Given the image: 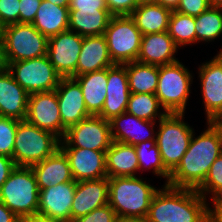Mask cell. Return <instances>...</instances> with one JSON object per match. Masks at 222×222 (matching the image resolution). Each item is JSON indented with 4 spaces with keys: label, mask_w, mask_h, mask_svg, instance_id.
<instances>
[{
    "label": "cell",
    "mask_w": 222,
    "mask_h": 222,
    "mask_svg": "<svg viewBox=\"0 0 222 222\" xmlns=\"http://www.w3.org/2000/svg\"><path fill=\"white\" fill-rule=\"evenodd\" d=\"M180 0H155L154 3L160 4L163 7H167L169 9L176 10L179 6Z\"/></svg>",
    "instance_id": "7dc6e473"
},
{
    "label": "cell",
    "mask_w": 222,
    "mask_h": 222,
    "mask_svg": "<svg viewBox=\"0 0 222 222\" xmlns=\"http://www.w3.org/2000/svg\"><path fill=\"white\" fill-rule=\"evenodd\" d=\"M192 82V73L179 60L159 66L155 95L167 113L185 114Z\"/></svg>",
    "instance_id": "ba28073f"
},
{
    "label": "cell",
    "mask_w": 222,
    "mask_h": 222,
    "mask_svg": "<svg viewBox=\"0 0 222 222\" xmlns=\"http://www.w3.org/2000/svg\"><path fill=\"white\" fill-rule=\"evenodd\" d=\"M112 16L109 10H69V30L82 37L103 35Z\"/></svg>",
    "instance_id": "f1b7e54d"
},
{
    "label": "cell",
    "mask_w": 222,
    "mask_h": 222,
    "mask_svg": "<svg viewBox=\"0 0 222 222\" xmlns=\"http://www.w3.org/2000/svg\"><path fill=\"white\" fill-rule=\"evenodd\" d=\"M77 181L63 182L40 190L37 213L63 221H71V206Z\"/></svg>",
    "instance_id": "ac0fdd59"
},
{
    "label": "cell",
    "mask_w": 222,
    "mask_h": 222,
    "mask_svg": "<svg viewBox=\"0 0 222 222\" xmlns=\"http://www.w3.org/2000/svg\"><path fill=\"white\" fill-rule=\"evenodd\" d=\"M162 188L151 200L147 222H209V203L196 190Z\"/></svg>",
    "instance_id": "7a4b0ae2"
},
{
    "label": "cell",
    "mask_w": 222,
    "mask_h": 222,
    "mask_svg": "<svg viewBox=\"0 0 222 222\" xmlns=\"http://www.w3.org/2000/svg\"><path fill=\"white\" fill-rule=\"evenodd\" d=\"M209 7L210 4L208 0H180L179 6L175 11L196 17Z\"/></svg>",
    "instance_id": "f35d334b"
},
{
    "label": "cell",
    "mask_w": 222,
    "mask_h": 222,
    "mask_svg": "<svg viewBox=\"0 0 222 222\" xmlns=\"http://www.w3.org/2000/svg\"><path fill=\"white\" fill-rule=\"evenodd\" d=\"M104 35L114 64L137 61L142 33L130 15L112 16Z\"/></svg>",
    "instance_id": "9c48e42d"
},
{
    "label": "cell",
    "mask_w": 222,
    "mask_h": 222,
    "mask_svg": "<svg viewBox=\"0 0 222 222\" xmlns=\"http://www.w3.org/2000/svg\"><path fill=\"white\" fill-rule=\"evenodd\" d=\"M5 69V62L3 59L2 39L0 38V71Z\"/></svg>",
    "instance_id": "816d5d0a"
},
{
    "label": "cell",
    "mask_w": 222,
    "mask_h": 222,
    "mask_svg": "<svg viewBox=\"0 0 222 222\" xmlns=\"http://www.w3.org/2000/svg\"><path fill=\"white\" fill-rule=\"evenodd\" d=\"M108 68L74 77L79 83L84 96L87 111L92 116H98L107 93Z\"/></svg>",
    "instance_id": "d4e9b609"
},
{
    "label": "cell",
    "mask_w": 222,
    "mask_h": 222,
    "mask_svg": "<svg viewBox=\"0 0 222 222\" xmlns=\"http://www.w3.org/2000/svg\"><path fill=\"white\" fill-rule=\"evenodd\" d=\"M139 4V0H106L107 9L113 16L130 15Z\"/></svg>",
    "instance_id": "ab89813d"
},
{
    "label": "cell",
    "mask_w": 222,
    "mask_h": 222,
    "mask_svg": "<svg viewBox=\"0 0 222 222\" xmlns=\"http://www.w3.org/2000/svg\"><path fill=\"white\" fill-rule=\"evenodd\" d=\"M33 26L48 39L69 30V7H61L42 0Z\"/></svg>",
    "instance_id": "83f0119b"
},
{
    "label": "cell",
    "mask_w": 222,
    "mask_h": 222,
    "mask_svg": "<svg viewBox=\"0 0 222 222\" xmlns=\"http://www.w3.org/2000/svg\"><path fill=\"white\" fill-rule=\"evenodd\" d=\"M201 94L207 122L222 110V60L215 55L199 65Z\"/></svg>",
    "instance_id": "9a60e30c"
},
{
    "label": "cell",
    "mask_w": 222,
    "mask_h": 222,
    "mask_svg": "<svg viewBox=\"0 0 222 222\" xmlns=\"http://www.w3.org/2000/svg\"><path fill=\"white\" fill-rule=\"evenodd\" d=\"M126 71L131 93H156L159 66L134 61L126 63Z\"/></svg>",
    "instance_id": "f546056e"
},
{
    "label": "cell",
    "mask_w": 222,
    "mask_h": 222,
    "mask_svg": "<svg viewBox=\"0 0 222 222\" xmlns=\"http://www.w3.org/2000/svg\"><path fill=\"white\" fill-rule=\"evenodd\" d=\"M60 145V139L53 133L40 129L26 119L17 126L13 160L16 166L30 167L52 155Z\"/></svg>",
    "instance_id": "5b68a950"
},
{
    "label": "cell",
    "mask_w": 222,
    "mask_h": 222,
    "mask_svg": "<svg viewBox=\"0 0 222 222\" xmlns=\"http://www.w3.org/2000/svg\"><path fill=\"white\" fill-rule=\"evenodd\" d=\"M46 1L51 2L52 4H55L57 6L69 7L71 0H46Z\"/></svg>",
    "instance_id": "f907efd6"
},
{
    "label": "cell",
    "mask_w": 222,
    "mask_h": 222,
    "mask_svg": "<svg viewBox=\"0 0 222 222\" xmlns=\"http://www.w3.org/2000/svg\"><path fill=\"white\" fill-rule=\"evenodd\" d=\"M15 167L16 164L13 158L0 155V188L3 183L8 179Z\"/></svg>",
    "instance_id": "7bdbcfd3"
},
{
    "label": "cell",
    "mask_w": 222,
    "mask_h": 222,
    "mask_svg": "<svg viewBox=\"0 0 222 222\" xmlns=\"http://www.w3.org/2000/svg\"><path fill=\"white\" fill-rule=\"evenodd\" d=\"M126 112L148 121H159L167 114L156 95L149 93H131Z\"/></svg>",
    "instance_id": "4dcf8cb0"
},
{
    "label": "cell",
    "mask_w": 222,
    "mask_h": 222,
    "mask_svg": "<svg viewBox=\"0 0 222 222\" xmlns=\"http://www.w3.org/2000/svg\"><path fill=\"white\" fill-rule=\"evenodd\" d=\"M15 23H20L19 0H0V29Z\"/></svg>",
    "instance_id": "8d00e7d4"
},
{
    "label": "cell",
    "mask_w": 222,
    "mask_h": 222,
    "mask_svg": "<svg viewBox=\"0 0 222 222\" xmlns=\"http://www.w3.org/2000/svg\"><path fill=\"white\" fill-rule=\"evenodd\" d=\"M210 6L222 7V0H208Z\"/></svg>",
    "instance_id": "f5cc1de1"
},
{
    "label": "cell",
    "mask_w": 222,
    "mask_h": 222,
    "mask_svg": "<svg viewBox=\"0 0 222 222\" xmlns=\"http://www.w3.org/2000/svg\"><path fill=\"white\" fill-rule=\"evenodd\" d=\"M19 120L0 117V155L13 158L14 139Z\"/></svg>",
    "instance_id": "d590c367"
},
{
    "label": "cell",
    "mask_w": 222,
    "mask_h": 222,
    "mask_svg": "<svg viewBox=\"0 0 222 222\" xmlns=\"http://www.w3.org/2000/svg\"><path fill=\"white\" fill-rule=\"evenodd\" d=\"M195 137L193 132L187 151L180 164L170 174L168 185L197 190L206 179L210 167L222 153V135L210 123Z\"/></svg>",
    "instance_id": "6da1fadb"
},
{
    "label": "cell",
    "mask_w": 222,
    "mask_h": 222,
    "mask_svg": "<svg viewBox=\"0 0 222 222\" xmlns=\"http://www.w3.org/2000/svg\"><path fill=\"white\" fill-rule=\"evenodd\" d=\"M213 208L209 207V222H222V199L211 201Z\"/></svg>",
    "instance_id": "ee69618b"
},
{
    "label": "cell",
    "mask_w": 222,
    "mask_h": 222,
    "mask_svg": "<svg viewBox=\"0 0 222 222\" xmlns=\"http://www.w3.org/2000/svg\"><path fill=\"white\" fill-rule=\"evenodd\" d=\"M5 66L47 55L48 38L33 24L15 23L0 29Z\"/></svg>",
    "instance_id": "8992f818"
},
{
    "label": "cell",
    "mask_w": 222,
    "mask_h": 222,
    "mask_svg": "<svg viewBox=\"0 0 222 222\" xmlns=\"http://www.w3.org/2000/svg\"><path fill=\"white\" fill-rule=\"evenodd\" d=\"M196 191L206 200L208 194L212 195L209 198L212 201L222 198V153L213 162L206 179Z\"/></svg>",
    "instance_id": "e575fe53"
},
{
    "label": "cell",
    "mask_w": 222,
    "mask_h": 222,
    "mask_svg": "<svg viewBox=\"0 0 222 222\" xmlns=\"http://www.w3.org/2000/svg\"><path fill=\"white\" fill-rule=\"evenodd\" d=\"M196 42H212L222 35V7L210 6L195 17Z\"/></svg>",
    "instance_id": "1f68e13d"
},
{
    "label": "cell",
    "mask_w": 222,
    "mask_h": 222,
    "mask_svg": "<svg viewBox=\"0 0 222 222\" xmlns=\"http://www.w3.org/2000/svg\"><path fill=\"white\" fill-rule=\"evenodd\" d=\"M26 120L62 140V120L56 90L29 94Z\"/></svg>",
    "instance_id": "4fadbf2b"
},
{
    "label": "cell",
    "mask_w": 222,
    "mask_h": 222,
    "mask_svg": "<svg viewBox=\"0 0 222 222\" xmlns=\"http://www.w3.org/2000/svg\"><path fill=\"white\" fill-rule=\"evenodd\" d=\"M195 28L194 16L172 11L167 32L178 47L196 44Z\"/></svg>",
    "instance_id": "836d02e7"
},
{
    "label": "cell",
    "mask_w": 222,
    "mask_h": 222,
    "mask_svg": "<svg viewBox=\"0 0 222 222\" xmlns=\"http://www.w3.org/2000/svg\"><path fill=\"white\" fill-rule=\"evenodd\" d=\"M117 219L114 209L109 205L94 209L90 213L72 220L71 222H115Z\"/></svg>",
    "instance_id": "74e56055"
},
{
    "label": "cell",
    "mask_w": 222,
    "mask_h": 222,
    "mask_svg": "<svg viewBox=\"0 0 222 222\" xmlns=\"http://www.w3.org/2000/svg\"><path fill=\"white\" fill-rule=\"evenodd\" d=\"M83 37L67 30L48 39L47 56L62 78H74Z\"/></svg>",
    "instance_id": "7c38bea8"
},
{
    "label": "cell",
    "mask_w": 222,
    "mask_h": 222,
    "mask_svg": "<svg viewBox=\"0 0 222 222\" xmlns=\"http://www.w3.org/2000/svg\"><path fill=\"white\" fill-rule=\"evenodd\" d=\"M105 35L83 37L75 77L113 66Z\"/></svg>",
    "instance_id": "cb8c5ba5"
},
{
    "label": "cell",
    "mask_w": 222,
    "mask_h": 222,
    "mask_svg": "<svg viewBox=\"0 0 222 222\" xmlns=\"http://www.w3.org/2000/svg\"><path fill=\"white\" fill-rule=\"evenodd\" d=\"M29 94L5 68L0 71V117L25 120Z\"/></svg>",
    "instance_id": "7402d4cb"
},
{
    "label": "cell",
    "mask_w": 222,
    "mask_h": 222,
    "mask_svg": "<svg viewBox=\"0 0 222 222\" xmlns=\"http://www.w3.org/2000/svg\"><path fill=\"white\" fill-rule=\"evenodd\" d=\"M22 222H71L55 219L48 216H43L40 214H33L32 216L26 217Z\"/></svg>",
    "instance_id": "bcb514c9"
},
{
    "label": "cell",
    "mask_w": 222,
    "mask_h": 222,
    "mask_svg": "<svg viewBox=\"0 0 222 222\" xmlns=\"http://www.w3.org/2000/svg\"><path fill=\"white\" fill-rule=\"evenodd\" d=\"M55 90L62 120L63 139L69 127L91 115L87 111L80 85L74 78H61Z\"/></svg>",
    "instance_id": "5bb4252c"
},
{
    "label": "cell",
    "mask_w": 222,
    "mask_h": 222,
    "mask_svg": "<svg viewBox=\"0 0 222 222\" xmlns=\"http://www.w3.org/2000/svg\"><path fill=\"white\" fill-rule=\"evenodd\" d=\"M115 222H147L146 218L117 217Z\"/></svg>",
    "instance_id": "681fc988"
},
{
    "label": "cell",
    "mask_w": 222,
    "mask_h": 222,
    "mask_svg": "<svg viewBox=\"0 0 222 222\" xmlns=\"http://www.w3.org/2000/svg\"><path fill=\"white\" fill-rule=\"evenodd\" d=\"M107 93L101 113L98 115L110 121L126 112L131 92L125 64H114L108 68Z\"/></svg>",
    "instance_id": "2e32d148"
},
{
    "label": "cell",
    "mask_w": 222,
    "mask_h": 222,
    "mask_svg": "<svg viewBox=\"0 0 222 222\" xmlns=\"http://www.w3.org/2000/svg\"><path fill=\"white\" fill-rule=\"evenodd\" d=\"M142 178H109L108 204L117 217H147L151 200L158 189Z\"/></svg>",
    "instance_id": "3957f363"
},
{
    "label": "cell",
    "mask_w": 222,
    "mask_h": 222,
    "mask_svg": "<svg viewBox=\"0 0 222 222\" xmlns=\"http://www.w3.org/2000/svg\"><path fill=\"white\" fill-rule=\"evenodd\" d=\"M108 194V177L77 182L71 206V221L107 205Z\"/></svg>",
    "instance_id": "d6986e66"
},
{
    "label": "cell",
    "mask_w": 222,
    "mask_h": 222,
    "mask_svg": "<svg viewBox=\"0 0 222 222\" xmlns=\"http://www.w3.org/2000/svg\"><path fill=\"white\" fill-rule=\"evenodd\" d=\"M5 68L28 94L53 91L62 78L50 63L47 55L12 62Z\"/></svg>",
    "instance_id": "30bf717a"
},
{
    "label": "cell",
    "mask_w": 222,
    "mask_h": 222,
    "mask_svg": "<svg viewBox=\"0 0 222 222\" xmlns=\"http://www.w3.org/2000/svg\"><path fill=\"white\" fill-rule=\"evenodd\" d=\"M42 0H19L20 23L32 24Z\"/></svg>",
    "instance_id": "60d3db41"
},
{
    "label": "cell",
    "mask_w": 222,
    "mask_h": 222,
    "mask_svg": "<svg viewBox=\"0 0 222 222\" xmlns=\"http://www.w3.org/2000/svg\"><path fill=\"white\" fill-rule=\"evenodd\" d=\"M0 222H22V220L0 201Z\"/></svg>",
    "instance_id": "f6af8a7d"
},
{
    "label": "cell",
    "mask_w": 222,
    "mask_h": 222,
    "mask_svg": "<svg viewBox=\"0 0 222 222\" xmlns=\"http://www.w3.org/2000/svg\"><path fill=\"white\" fill-rule=\"evenodd\" d=\"M112 143L110 122L100 116H90L69 127L59 147H78L107 151Z\"/></svg>",
    "instance_id": "8fae6325"
},
{
    "label": "cell",
    "mask_w": 222,
    "mask_h": 222,
    "mask_svg": "<svg viewBox=\"0 0 222 222\" xmlns=\"http://www.w3.org/2000/svg\"><path fill=\"white\" fill-rule=\"evenodd\" d=\"M30 167L35 175L39 190L63 182L74 181L68 158L60 148L43 161Z\"/></svg>",
    "instance_id": "603a6c76"
},
{
    "label": "cell",
    "mask_w": 222,
    "mask_h": 222,
    "mask_svg": "<svg viewBox=\"0 0 222 222\" xmlns=\"http://www.w3.org/2000/svg\"><path fill=\"white\" fill-rule=\"evenodd\" d=\"M69 10H108L104 0H71Z\"/></svg>",
    "instance_id": "b9f144b4"
},
{
    "label": "cell",
    "mask_w": 222,
    "mask_h": 222,
    "mask_svg": "<svg viewBox=\"0 0 222 222\" xmlns=\"http://www.w3.org/2000/svg\"><path fill=\"white\" fill-rule=\"evenodd\" d=\"M184 116V113H167L158 121L156 144L170 173L180 164L194 132V128L183 121Z\"/></svg>",
    "instance_id": "52a82bcc"
},
{
    "label": "cell",
    "mask_w": 222,
    "mask_h": 222,
    "mask_svg": "<svg viewBox=\"0 0 222 222\" xmlns=\"http://www.w3.org/2000/svg\"><path fill=\"white\" fill-rule=\"evenodd\" d=\"M39 193L32 168L16 166L0 188V201L23 221L37 214Z\"/></svg>",
    "instance_id": "277c9868"
},
{
    "label": "cell",
    "mask_w": 222,
    "mask_h": 222,
    "mask_svg": "<svg viewBox=\"0 0 222 222\" xmlns=\"http://www.w3.org/2000/svg\"><path fill=\"white\" fill-rule=\"evenodd\" d=\"M155 0H139L140 3L154 2Z\"/></svg>",
    "instance_id": "db71d44e"
},
{
    "label": "cell",
    "mask_w": 222,
    "mask_h": 222,
    "mask_svg": "<svg viewBox=\"0 0 222 222\" xmlns=\"http://www.w3.org/2000/svg\"><path fill=\"white\" fill-rule=\"evenodd\" d=\"M222 135V110L209 121Z\"/></svg>",
    "instance_id": "c3c4849f"
},
{
    "label": "cell",
    "mask_w": 222,
    "mask_h": 222,
    "mask_svg": "<svg viewBox=\"0 0 222 222\" xmlns=\"http://www.w3.org/2000/svg\"><path fill=\"white\" fill-rule=\"evenodd\" d=\"M67 156L73 179L77 182L107 177L106 151L78 147H59Z\"/></svg>",
    "instance_id": "e0dca14e"
},
{
    "label": "cell",
    "mask_w": 222,
    "mask_h": 222,
    "mask_svg": "<svg viewBox=\"0 0 222 222\" xmlns=\"http://www.w3.org/2000/svg\"><path fill=\"white\" fill-rule=\"evenodd\" d=\"M172 10L160 4L140 3L130 14L142 35L168 31Z\"/></svg>",
    "instance_id": "4316f807"
},
{
    "label": "cell",
    "mask_w": 222,
    "mask_h": 222,
    "mask_svg": "<svg viewBox=\"0 0 222 222\" xmlns=\"http://www.w3.org/2000/svg\"><path fill=\"white\" fill-rule=\"evenodd\" d=\"M135 150L138 158L139 171L153 169V174L166 179V185L171 173L164 167L156 140L138 143L135 145Z\"/></svg>",
    "instance_id": "d6a6232c"
},
{
    "label": "cell",
    "mask_w": 222,
    "mask_h": 222,
    "mask_svg": "<svg viewBox=\"0 0 222 222\" xmlns=\"http://www.w3.org/2000/svg\"><path fill=\"white\" fill-rule=\"evenodd\" d=\"M217 56L222 60V49L219 51V53L217 54Z\"/></svg>",
    "instance_id": "11a10c76"
},
{
    "label": "cell",
    "mask_w": 222,
    "mask_h": 222,
    "mask_svg": "<svg viewBox=\"0 0 222 222\" xmlns=\"http://www.w3.org/2000/svg\"><path fill=\"white\" fill-rule=\"evenodd\" d=\"M106 172L108 178L133 177L139 171L135 146L112 141L106 151Z\"/></svg>",
    "instance_id": "484cf974"
},
{
    "label": "cell",
    "mask_w": 222,
    "mask_h": 222,
    "mask_svg": "<svg viewBox=\"0 0 222 222\" xmlns=\"http://www.w3.org/2000/svg\"><path fill=\"white\" fill-rule=\"evenodd\" d=\"M177 48L167 31L142 35L137 62L157 66L174 63L178 61Z\"/></svg>",
    "instance_id": "44dd1931"
},
{
    "label": "cell",
    "mask_w": 222,
    "mask_h": 222,
    "mask_svg": "<svg viewBox=\"0 0 222 222\" xmlns=\"http://www.w3.org/2000/svg\"><path fill=\"white\" fill-rule=\"evenodd\" d=\"M109 122L112 141L135 146L141 142L156 140V121L144 120L124 112Z\"/></svg>",
    "instance_id": "ffe728a7"
}]
</instances>
